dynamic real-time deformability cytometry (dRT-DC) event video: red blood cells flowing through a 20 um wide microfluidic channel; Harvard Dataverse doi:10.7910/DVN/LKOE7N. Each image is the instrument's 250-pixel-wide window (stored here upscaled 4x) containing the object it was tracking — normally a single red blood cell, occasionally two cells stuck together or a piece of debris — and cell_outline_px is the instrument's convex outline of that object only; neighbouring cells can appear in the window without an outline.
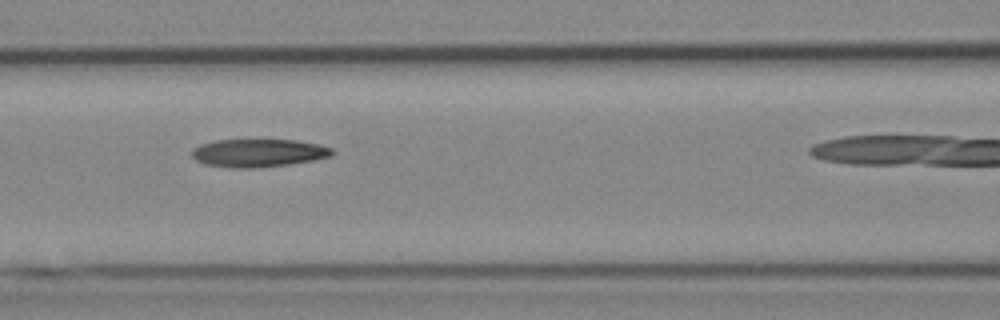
{"species": "Egyptian fruit bat (a non-hibernating species)", "species_latin": "Rousettus aegyptiacus", "temperature_condition": "cold", "stored_images_in_passage": 9, "camera_frame_rate_fps": 3000, "um_per_image_px": 0.085, "animal": {"sex": "female"}, "frame": {"image": 1, "passage_image": 6, "time_ms": 5.667, "image_size_px": [1000, 320], "cell_outline_px": [[336, 152], [332, 156], [312, 160], [288, 164], [252, 168], [232, 168], [204, 164], [196, 160], [192, 156], [192, 148], [200, 144], [216, 140], [296, 140], [320, 144], [332, 148]], "centroid_in_image_um": [21.97, 12.99], "position_along_channel_um": 144.6, "area_um2": 22.95}}